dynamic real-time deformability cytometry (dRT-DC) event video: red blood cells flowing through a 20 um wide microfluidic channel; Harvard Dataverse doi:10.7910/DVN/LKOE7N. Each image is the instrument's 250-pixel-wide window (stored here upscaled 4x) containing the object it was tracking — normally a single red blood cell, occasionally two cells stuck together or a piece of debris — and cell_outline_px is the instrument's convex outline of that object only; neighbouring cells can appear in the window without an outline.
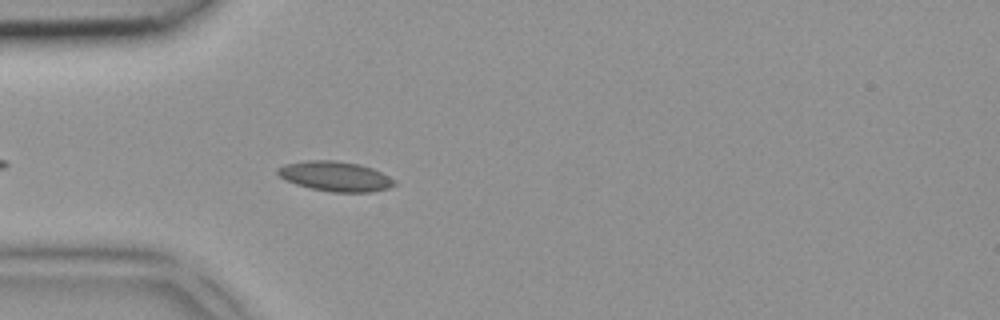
{"species": "common noctule bat (a hibernating species)", "species_latin": "Nyctalus noctula", "temperature_condition": "room temperature", "stored_images_in_passage": 3, "camera_frame_rate_fps": 3000, "um_per_image_px": 0.085, "animal": {"sex": "female", "body_mass_g": 18.4}, "frame": {"image": 1, "passage_image": 3, "time_ms": 0.667, "image_size_px": [1000, 320], "cell_outline_px": [[396, 184], [388, 188], [372, 192], [332, 192], [312, 188], [296, 184], [284, 180], [276, 172], [276, 168], [284, 164], [308, 160], [336, 160], [360, 164], [372, 168], [396, 180]], "centroid_in_image_um": [28.49, 14.98], "position_along_channel_um": 56.5, "area_um2": 20.4}}